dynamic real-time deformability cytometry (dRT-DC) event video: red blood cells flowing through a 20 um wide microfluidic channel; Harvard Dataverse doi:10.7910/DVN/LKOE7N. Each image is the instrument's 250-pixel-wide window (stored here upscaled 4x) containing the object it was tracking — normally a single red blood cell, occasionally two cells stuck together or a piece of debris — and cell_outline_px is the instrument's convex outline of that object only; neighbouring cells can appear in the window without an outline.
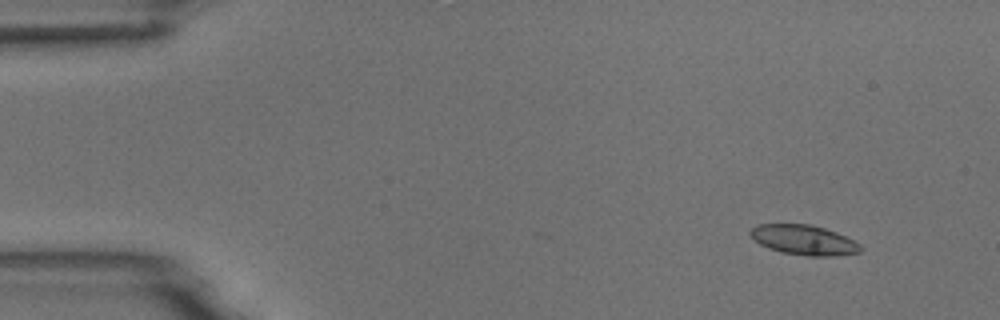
{"species": "common noctule bat (a hibernating species)", "species_latin": "Nyctalus noctula", "temperature_condition": "room temperature", "stored_images_in_passage": 6, "camera_frame_rate_fps": 3000, "um_per_image_px": 0.085, "animal": {"sex": "male", "body_mass_g": 18.8}, "frame": {"image": 1, "passage_image": 2, "time_ms": 1.333, "image_size_px": [1000, 320], "cell_outline_px": [[864, 248], [860, 252], [836, 256], [808, 256], [780, 252], [768, 248], [752, 240], [748, 232], [752, 228], [760, 224], [812, 224], [836, 232], [860, 244]], "centroid_in_image_um": [68.31, 20.4], "position_along_channel_um": 16.7, "area_um2": 19.36}}
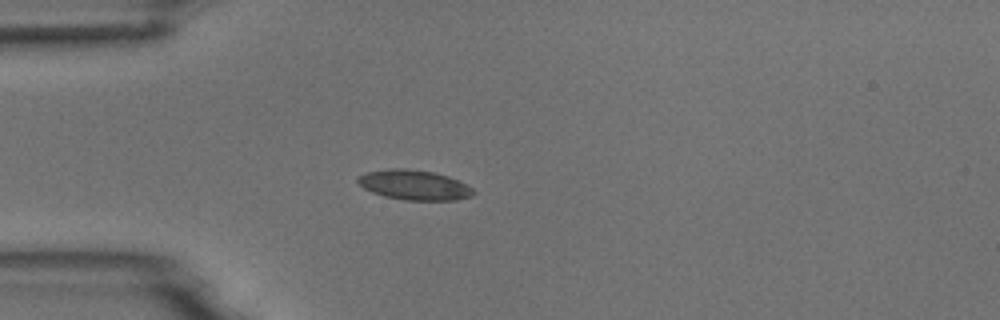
{"frame": {"image": 2, "passage_image": 5, "time_ms": 4.667, "image_size_px": [1000, 320], "cell_outline_px": [[476, 192], [472, 196], [456, 200], [404, 200], [384, 196], [372, 192], [364, 188], [356, 180], [360, 176], [368, 172], [388, 168], [408, 168], [432, 172], [448, 176], [472, 188]], "centroid_in_image_um": [35.21, 15.72], "position_along_channel_um": 49.8, "area_um2": 20.0}}